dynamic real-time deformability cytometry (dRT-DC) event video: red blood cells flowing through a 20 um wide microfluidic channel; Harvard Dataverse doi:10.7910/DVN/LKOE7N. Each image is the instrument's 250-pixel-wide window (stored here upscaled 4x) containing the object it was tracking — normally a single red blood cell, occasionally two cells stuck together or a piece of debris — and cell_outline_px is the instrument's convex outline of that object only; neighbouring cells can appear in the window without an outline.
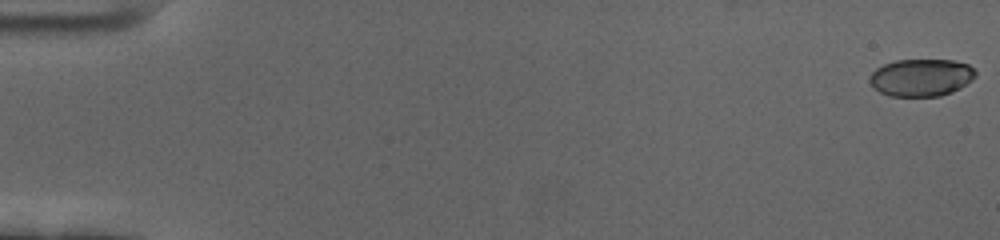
{"species": "human", "species_latin": "Homo sapiens", "temperature_condition": "cold", "stored_images_in_passage": 60, "camera_frame_rate_fps": 3000, "um_per_image_px": 0.085, "donor": {"sex": "female"}, "frame": {"image": 1, "passage_image": 1, "time_ms": 0.0, "image_size_px": [1000, 240], "cell_outline_px": [[976, 76], [972, 80], [960, 88], [952, 92], [940, 96], [888, 96], [872, 88], [868, 80], [868, 76], [876, 68], [884, 64], [896, 60], [952, 60], [968, 64], [976, 72]], "centroid_in_image_um": [78.27, 6.59], "position_along_channel_um": 6.7, "area_um2": 23.29}}
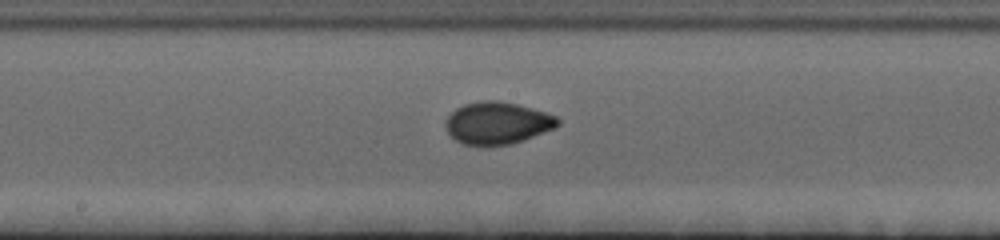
{"frame": {"image": 2, "passage_image": 33, "time_ms": 10.667, "image_size_px": [1000, 240], "cell_outline_px": [[560, 124], [556, 128], [524, 140], [512, 144], [464, 144], [456, 140], [448, 132], [444, 124], [448, 116], [456, 108], [464, 104], [480, 100], [500, 100], [532, 108], [556, 116], [560, 120]], "centroid_in_image_um": [42.3, 10.44], "position_along_channel_um": 205.9, "area_um2": 27.46}}
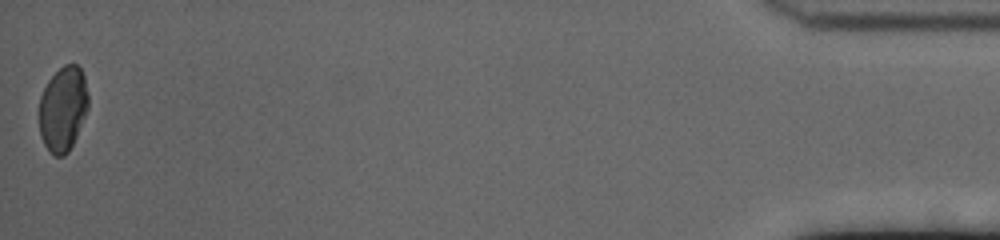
{"frame": {"image": 3, "passage_image": 60, "time_ms": 19.667, "image_size_px": [1000, 240], "cell_outline_px": [[88, 108], [76, 136], [68, 152], [64, 156], [56, 156], [44, 144], [40, 136], [40, 96], [48, 80], [64, 64], [76, 64], [80, 68], [84, 76], [88, 96]], "centroid_in_image_um": [5.35, 9.23], "position_along_channel_um": 429.8, "area_um2": 23.99}, "authors_computed_cell_mechanics": {"area_um2": 25.5765, "velocity_mm_per_s": 3.4555, "shape_relaxation_time_tau1_ms": 3.8218, "shape_relaxation_time_tau2_ms": 1.3038, "deformation_change_tau1": 0.143, "deformation_change_tau2": 0.0434}}